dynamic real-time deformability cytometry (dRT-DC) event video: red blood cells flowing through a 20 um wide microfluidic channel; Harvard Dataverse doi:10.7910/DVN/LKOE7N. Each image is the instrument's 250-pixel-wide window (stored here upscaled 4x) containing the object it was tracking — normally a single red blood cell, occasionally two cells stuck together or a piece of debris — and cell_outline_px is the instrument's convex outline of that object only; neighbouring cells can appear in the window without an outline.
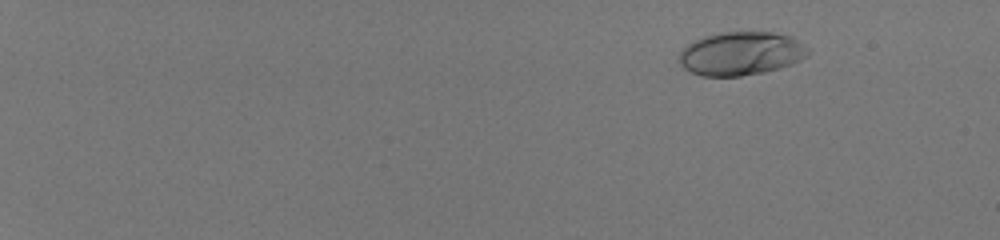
{"species": "human", "species_latin": "Homo sapiens", "temperature_condition": "room temperature", "stored_images_in_passage": 56, "camera_frame_rate_fps": 3000, "um_per_image_px": 0.085, "donor": {"sex": "male"}, "frame": {"image": 1, "passage_image": 9, "time_ms": 2.667, "image_size_px": [1000, 240], "cell_outline_px": [[812, 52], [808, 56], [792, 64], [780, 68], [764, 72], [740, 76], [700, 76], [684, 68], [680, 64], [680, 48], [704, 36], [724, 32], [772, 32], [792, 36], [808, 48]], "centroid_in_image_um": [63.01, 4.55], "position_along_channel_um": 22.0, "area_um2": 32.83}}
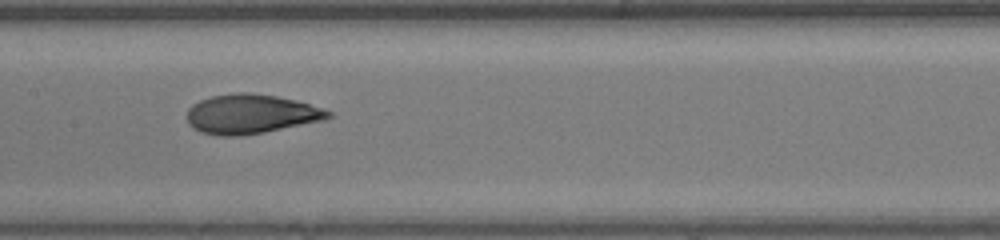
{"frame": {"image": 2, "passage_image": 35, "time_ms": 11.333, "image_size_px": [1000, 240], "cell_outline_px": [[332, 116], [324, 120], [264, 132], [240, 136], [220, 136], [200, 132], [192, 128], [188, 124], [188, 108], [192, 104], [200, 100], [212, 96], [240, 92], [248, 92], [276, 96], [296, 100], [324, 108], [332, 112]], "centroid_in_image_um": [21.32, 9.69], "position_along_channel_um": 186.1, "area_um2": 32.48}}
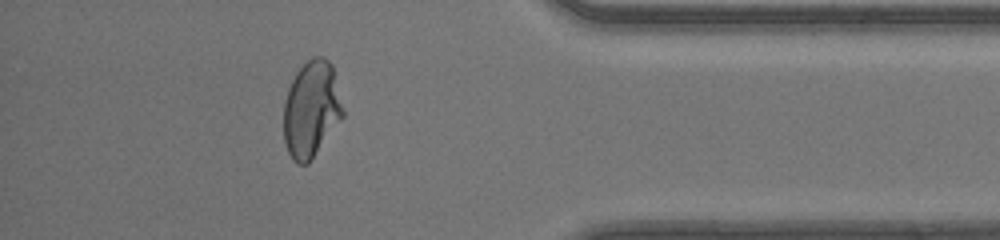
{"frame": {"image": 3, "passage_image": 52, "time_ms": 17.0, "image_size_px": [1000, 240], "cell_outline_px": [[344, 116], [308, 164], [296, 164], [292, 160], [288, 152], [284, 140], [284, 100], [288, 88], [296, 72], [312, 56], [324, 56], [332, 64], [344, 112]], "centroid_in_image_um": [26.46, 9.29], "position_along_channel_um": 408.7, "area_um2": 33.35}, "authors_computed_cell_mechanics": {"area_um2": 32.0212, "velocity_mm_per_s": 4.2086, "shape_relaxation_time_tau1_ms": 4.1535, "shape_relaxation_time_tau2_ms": null, "deformation_change_tau1": 0.2218, "deformation_change_tau2": null}}